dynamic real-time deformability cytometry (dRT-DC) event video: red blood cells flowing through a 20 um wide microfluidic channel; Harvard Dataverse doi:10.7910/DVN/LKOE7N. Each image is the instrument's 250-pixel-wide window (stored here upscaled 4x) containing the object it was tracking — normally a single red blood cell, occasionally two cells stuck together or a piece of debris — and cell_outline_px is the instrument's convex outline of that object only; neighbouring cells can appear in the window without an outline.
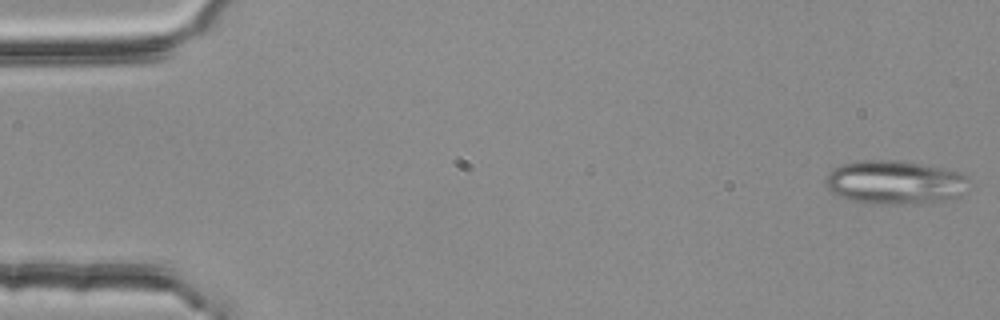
{"species": "common noctule bat (a hibernating species)", "species_latin": "Nyctalus noctula", "temperature_condition": "room temperature", "stored_images_in_passage": 52, "segment_of_instrument_passage": [1, 2], "camera_frame_rate_fps": 3000, "um_per_image_px": 0.085, "animal": {"sex": "female", "body_mass_g": 25.1}, "frame": {"image": 1, "passage_image": 1, "time_ms": 0.0, "image_size_px": [1000, 320], "cell_outline_px": [[968, 192], [960, 196], [944, 200], [920, 204], [868, 204], [852, 200], [840, 196], [832, 192], [824, 184], [824, 176], [828, 172], [844, 164], [860, 160], [900, 160], [944, 168], [960, 172], [968, 176]], "centroid_in_image_um": [76.1, 15.51], "position_along_channel_um": 8.9, "area_um2": 37.11}}